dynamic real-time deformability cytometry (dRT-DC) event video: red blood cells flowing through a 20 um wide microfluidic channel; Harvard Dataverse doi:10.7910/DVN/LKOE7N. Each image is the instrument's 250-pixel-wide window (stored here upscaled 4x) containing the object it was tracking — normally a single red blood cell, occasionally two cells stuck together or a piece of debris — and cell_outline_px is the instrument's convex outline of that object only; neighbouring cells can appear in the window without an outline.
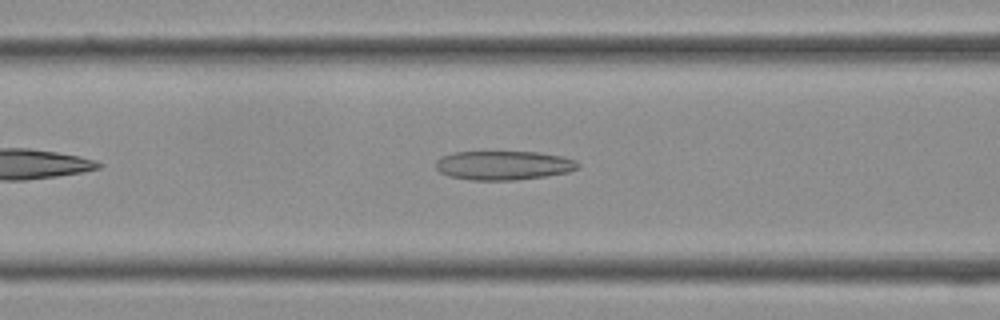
{"species": "Egyptian fruit bat (a non-hibernating species)", "species_latin": "Rousettus aegyptiacus", "temperature_condition": "cold", "stored_images_in_passage": 30, "camera_frame_rate_fps": 3000, "um_per_image_px": 0.085, "frame": {"image": 1, "passage_image": 7, "time_ms": 2.0, "image_size_px": [1000, 320], "cell_outline_px": [[580, 168], [568, 172], [544, 176], [516, 180], [472, 180], [448, 176], [440, 172], [436, 168], [436, 160], [440, 156], [452, 152], [540, 152], [564, 156], [576, 160], [580, 164]], "centroid_in_image_um": [42.81, 14.05], "position_along_channel_um": 123.8, "area_um2": 24.33}}
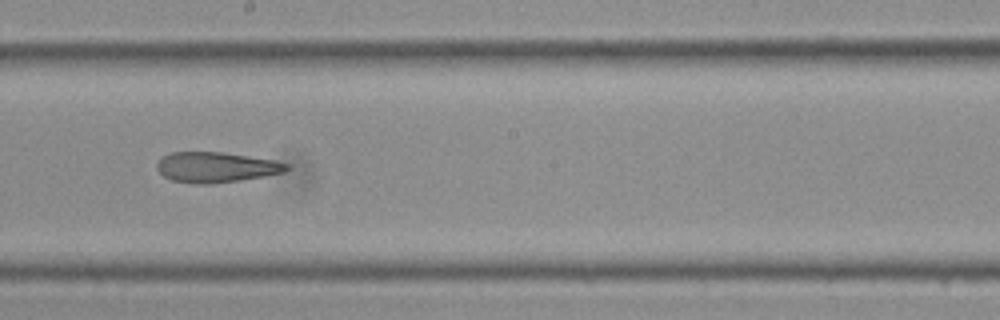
{"frame": {"image": 2, "passage_image": 13, "time_ms": 4.0, "image_size_px": [1000, 320], "cell_outline_px": [[288, 168], [284, 172], [264, 176], [240, 180], [212, 184], [192, 184], [172, 180], [164, 176], [156, 168], [156, 164], [164, 156], [172, 152], [224, 152], [276, 160], [288, 164]], "centroid_in_image_um": [18.37, 14.21], "position_along_channel_um": 229.8, "area_um2": 22.95}}
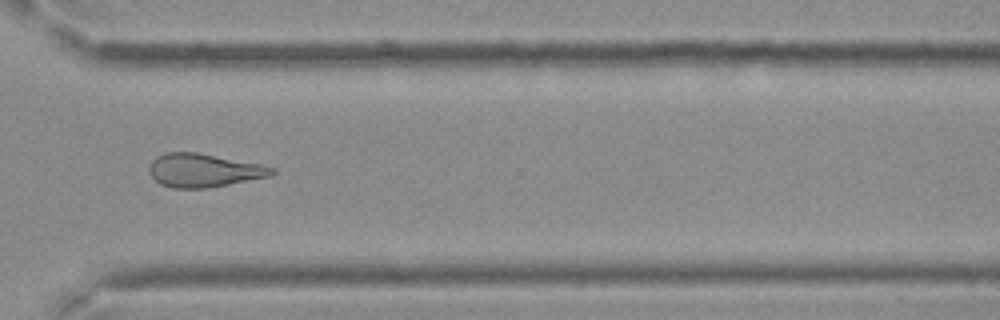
{"frame": {"image": 3, "passage_image": 20, "time_ms": 6.333, "image_size_px": [1000, 320], "cell_outline_px": [[276, 172], [268, 176], [208, 188], [172, 188], [160, 184], [148, 172], [148, 164], [156, 156], [164, 152], [196, 152], [260, 164], [276, 168]], "centroid_in_image_um": [17.26, 14.47], "position_along_channel_um": 353.3, "area_um2": 23.87}}